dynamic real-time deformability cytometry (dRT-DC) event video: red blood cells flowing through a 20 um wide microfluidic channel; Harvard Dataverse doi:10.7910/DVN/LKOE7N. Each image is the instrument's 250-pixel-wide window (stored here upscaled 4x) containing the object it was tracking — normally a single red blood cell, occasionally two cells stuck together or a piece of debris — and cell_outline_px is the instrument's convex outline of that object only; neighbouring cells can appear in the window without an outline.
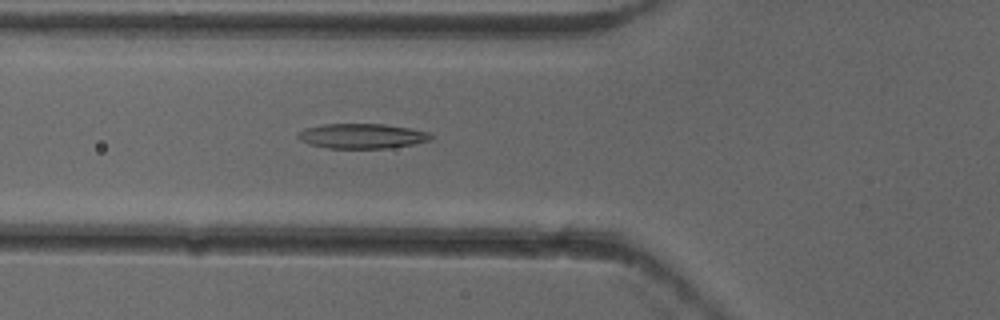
{"species": "common noctule bat (a hibernating species)", "species_latin": "Nyctalus noctula", "temperature_condition": "cold", "stored_images_in_passage": 46, "camera_frame_rate_fps": 3000, "um_per_image_px": 0.085, "animal": {"sex": "female"}, "frame": {"image": 1, "passage_image": 13, "time_ms": 4.0, "image_size_px": [1000, 320], "cell_outline_px": [[432, 140], [412, 144], [388, 148], [328, 148], [308, 144], [300, 140], [296, 136], [296, 132], [304, 128], [324, 124], [384, 124], [408, 128], [428, 132], [432, 136]], "centroid_in_image_um": [30.71, 11.56], "position_along_channel_um": 95.1, "area_um2": 19.31}}
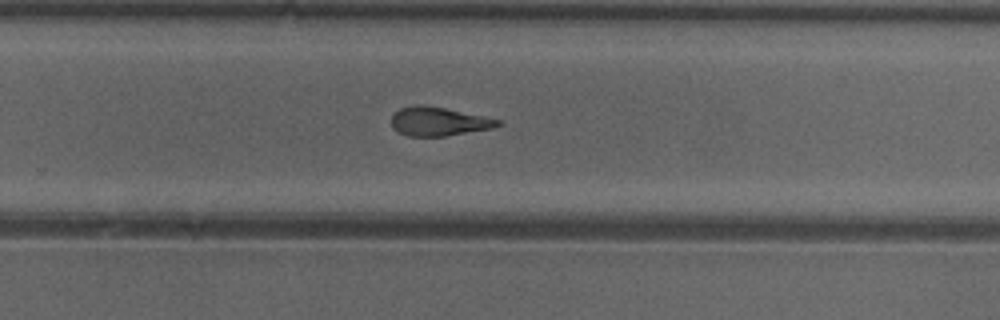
{"frame": {"image": 2, "passage_image": 28, "time_ms": 9.0, "image_size_px": [1000, 320], "cell_outline_px": [[504, 120], [500, 124], [492, 128], [448, 136], [408, 136], [392, 128], [392, 112], [400, 108], [420, 104], [444, 108]], "centroid_in_image_um": [37.28, 10.32], "position_along_channel_um": 292.5, "area_um2": 17.86}}
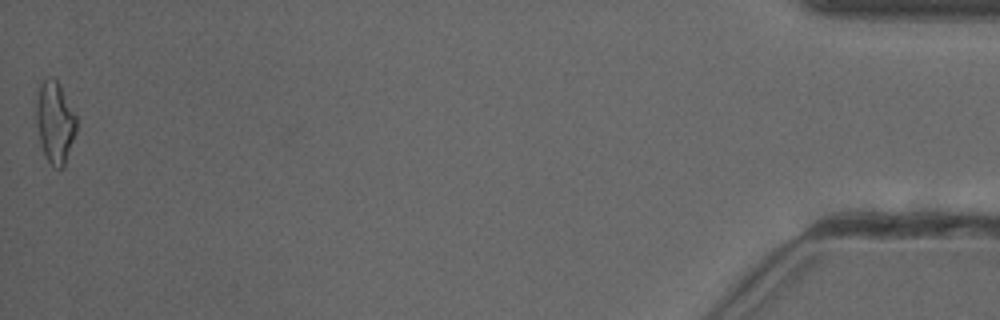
{"frame": {"image": 3, "passage_image": 46, "time_ms": 15.0, "image_size_px": [1000, 320], "cell_outline_px": [[76, 132], [64, 168], [56, 168], [44, 156], [40, 144], [36, 124], [36, 104], [40, 84], [48, 76], [52, 76], [60, 84], [76, 116]], "centroid_in_image_um": [4.67, 10.4], "position_along_channel_um": 430.5, "area_um2": 19.25}, "authors_computed_cell_mechanics": {"area_um2": 18.6405, "velocity_mm_per_s": 3.9368, "shape_relaxation_time_tau1_ms": 10.3459, "shape_relaxation_time_tau2_ms": 2.3867, "deformation_change_tau1": 0.2579, "deformation_change_tau2": 0.1135}}